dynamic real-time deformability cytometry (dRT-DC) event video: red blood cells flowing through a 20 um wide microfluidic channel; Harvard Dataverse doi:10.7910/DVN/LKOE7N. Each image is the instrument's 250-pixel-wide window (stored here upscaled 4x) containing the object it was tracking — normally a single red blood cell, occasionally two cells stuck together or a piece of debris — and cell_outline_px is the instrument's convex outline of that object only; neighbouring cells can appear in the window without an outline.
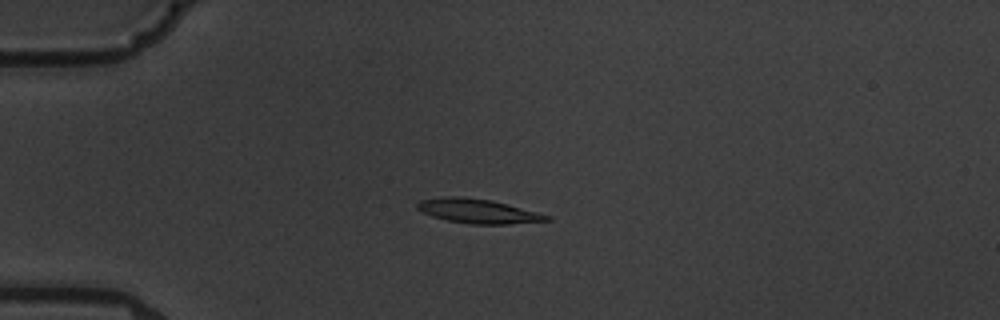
{"species": "common noctule bat (a hibernating species)", "species_latin": "Nyctalus noctula", "temperature_condition": "warm", "stored_images_in_passage": 5, "camera_frame_rate_fps": 3000, "um_per_image_px": 0.085, "animal": {"sex": "male", "body_mass_g": 19.5, "forearm_length_mm": 54.6}, "frame": {"image": 1, "passage_image": 4, "time_ms": 3.667, "image_size_px": [1000, 320], "cell_outline_px": [[552, 220], [508, 224], [472, 224], [448, 220], [432, 216], [416, 208], [416, 204], [420, 200], [440, 196], [460, 196], [492, 200], [508, 204], [552, 216]], "centroid_in_image_um": [40.63, 17.93], "position_along_channel_um": 44.4, "area_um2": 18.38}}